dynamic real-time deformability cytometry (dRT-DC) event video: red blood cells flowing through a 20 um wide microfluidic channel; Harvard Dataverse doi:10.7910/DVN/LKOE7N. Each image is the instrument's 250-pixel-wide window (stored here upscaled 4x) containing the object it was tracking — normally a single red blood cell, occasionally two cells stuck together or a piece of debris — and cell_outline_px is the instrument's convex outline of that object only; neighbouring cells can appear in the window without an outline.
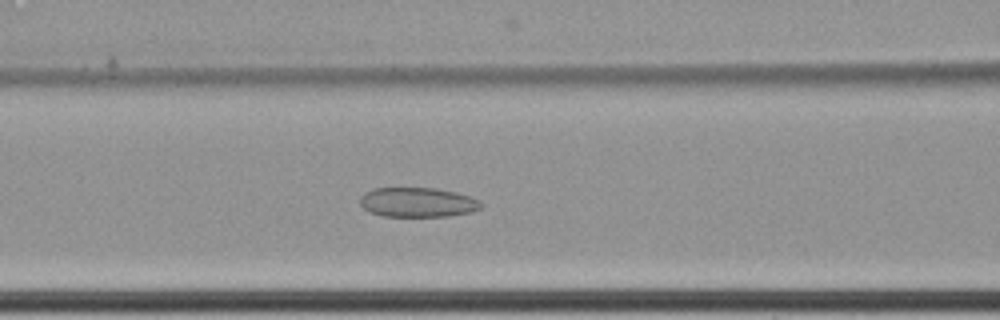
{"species": "common noctule bat (a hibernating species)", "species_latin": "Nyctalus noctula", "temperature_condition": "cold", "stored_images_in_passage": 57, "camera_frame_rate_fps": 3000, "um_per_image_px": 0.085, "animal": {"sex": "female", "body_mass_g": 22.7, "forearm_length_mm": 54.2}, "frame": {"image": 1, "passage_image": 23, "time_ms": 7.333, "image_size_px": [1000, 320], "cell_outline_px": [[484, 204], [480, 208], [472, 212], [448, 216], [380, 216], [368, 212], [360, 204], [360, 196], [364, 192], [372, 188], [436, 188], [456, 192], [480, 200]], "centroid_in_image_um": [35.48, 17.19], "position_along_channel_um": 131.1, "area_um2": 21.1}}
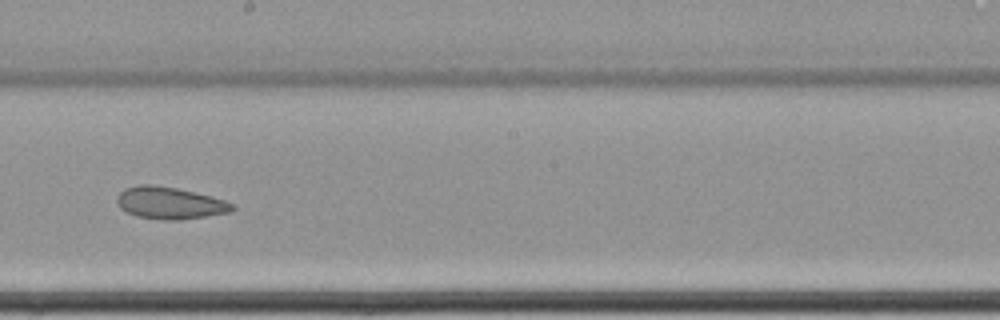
{"frame": {"image": 2, "passage_image": 32, "time_ms": 10.333, "image_size_px": [1000, 320], "cell_outline_px": [[236, 208], [232, 212], [180, 220], [168, 220], [136, 216], [120, 208], [116, 204], [116, 196], [124, 188], [140, 184], [152, 184], [176, 188], [224, 200], [236, 204]], "centroid_in_image_um": [14.42, 17.25], "position_along_channel_um": 233.8, "area_um2": 21.56}}
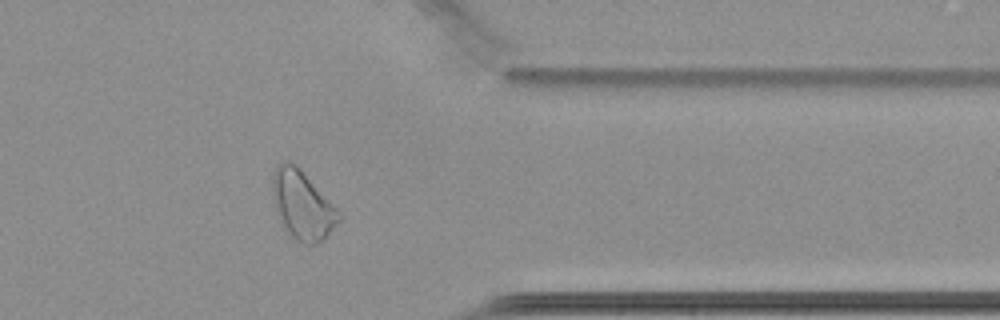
{"frame": {"image": 3, "passage_image": 46, "time_ms": 15.0, "image_size_px": [1000, 320], "cell_outline_px": [[344, 216], [324, 240], [316, 244], [304, 244], [296, 240], [288, 232], [280, 220], [276, 212], [272, 192], [272, 176], [276, 168], [284, 160], [296, 164]], "centroid_in_image_um": [25.72, 17.45], "position_along_channel_um": 385.7, "area_um2": 26.47}, "authors_computed_cell_mechanics": {"area_um2": 25.7788, "velocity_mm_per_s": 3.4277, "shape_relaxation_time_tau1_ms": null, "shape_relaxation_time_tau2_ms": 8.682, "deformation_change_tau1": null, "deformation_change_tau2": 0.1505}}